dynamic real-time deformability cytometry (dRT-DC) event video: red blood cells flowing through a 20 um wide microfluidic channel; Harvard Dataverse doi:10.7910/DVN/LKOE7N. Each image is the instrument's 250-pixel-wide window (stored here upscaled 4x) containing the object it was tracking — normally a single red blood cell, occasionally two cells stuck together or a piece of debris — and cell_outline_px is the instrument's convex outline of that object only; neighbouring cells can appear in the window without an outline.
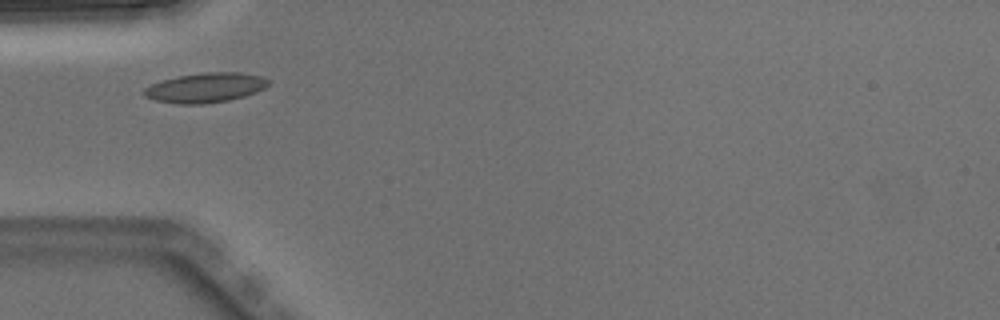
{"species": "Egyptian fruit bat (a non-hibernating species)", "species_latin": "Rousettus aegyptiacus", "temperature_condition": "warm", "stored_images_in_passage": 1, "camera_frame_rate_fps": 3000, "um_per_image_px": 0.085, "animal": {"sex": "male"}, "frame": {"image": 1, "passage_image": 1, "time_ms": 0.0, "image_size_px": [1000, 320], "cell_outline_px": [[268, 84], [264, 88], [256, 92], [244, 96], [228, 100], [200, 104], [176, 104], [156, 100], [144, 96], [144, 88], [152, 84], [176, 76], [204, 72], [240, 72], [260, 76], [268, 80]], "centroid_in_image_um": [17.45, 7.45], "position_along_channel_um": 67.6, "area_um2": 21.33}}